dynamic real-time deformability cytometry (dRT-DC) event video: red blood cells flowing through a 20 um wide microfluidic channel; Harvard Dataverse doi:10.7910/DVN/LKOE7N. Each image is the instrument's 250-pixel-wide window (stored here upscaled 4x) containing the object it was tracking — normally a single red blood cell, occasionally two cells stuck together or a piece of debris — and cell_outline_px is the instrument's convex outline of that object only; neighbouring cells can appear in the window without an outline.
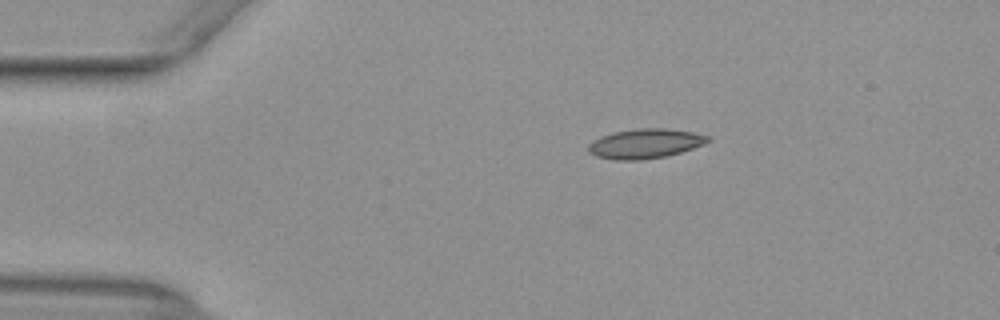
{"species": "common noctule bat (a hibernating species)", "species_latin": "Nyctalus noctula", "temperature_condition": "warm", "stored_images_in_passage": 9, "camera_frame_rate_fps": 3000, "um_per_image_px": 0.085, "animal": {"sex": "female", "body_mass_g": 29.2, "forearm_length_mm": 56.3}, "frame": {"image": 1, "passage_image": 2, "time_ms": 0.333, "image_size_px": [1000, 320], "cell_outline_px": [[712, 140], [704, 144], [680, 152], [664, 156], [640, 160], [612, 160], [596, 156], [588, 152], [588, 144], [592, 140], [600, 136], [612, 132], [640, 128], [668, 128], [692, 132], [708, 136]], "centroid_in_image_um": [54.79, 12.2], "position_along_channel_um": 30.2, "area_um2": 20.69}}